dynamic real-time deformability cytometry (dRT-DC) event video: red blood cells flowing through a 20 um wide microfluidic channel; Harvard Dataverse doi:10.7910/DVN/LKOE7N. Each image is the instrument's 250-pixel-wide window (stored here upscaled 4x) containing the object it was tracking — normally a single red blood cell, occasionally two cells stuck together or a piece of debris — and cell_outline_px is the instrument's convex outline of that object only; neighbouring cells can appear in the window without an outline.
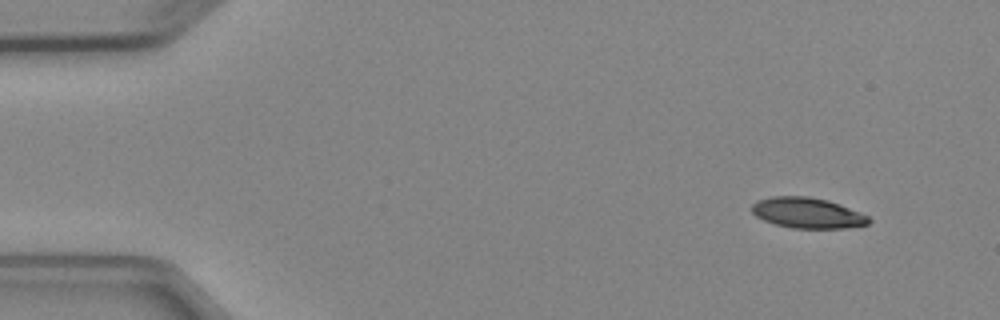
{"species": "Egyptian fruit bat (a non-hibernating species)", "species_latin": "Rousettus aegyptiacus", "temperature_condition": "cold", "stored_images_in_passage": 4, "camera_frame_rate_fps": 3000, "um_per_image_px": 0.085, "animal": {"sex": "female"}, "frame": {"image": 1, "passage_image": 1, "time_ms": 0.0, "image_size_px": [1000, 320], "cell_outline_px": [[872, 220], [868, 224], [848, 228], [792, 228], [776, 224], [764, 220], [756, 216], [752, 212], [752, 204], [756, 200], [772, 196], [808, 196], [828, 200], [840, 204], [868, 216]], "centroid_in_image_um": [68.63, 18.09], "position_along_channel_um": 16.4, "area_um2": 20.87}}
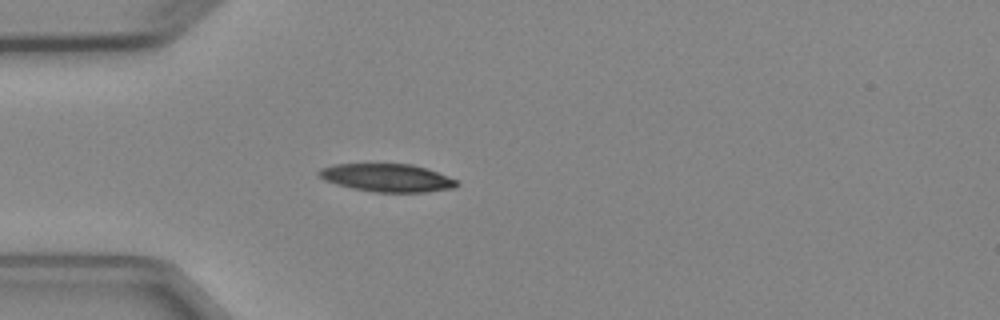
{"frame": {"image": 2, "passage_image": 4, "time_ms": 3.333, "image_size_px": [1000, 320], "cell_outline_px": [[460, 184], [452, 188], [424, 192], [376, 192], [352, 188], [336, 184], [324, 180], [316, 172], [320, 168], [336, 164], [412, 164], [436, 172], [456, 180]], "centroid_in_image_um": [32.86, 15.11], "position_along_channel_um": 52.1, "area_um2": 22.2}}